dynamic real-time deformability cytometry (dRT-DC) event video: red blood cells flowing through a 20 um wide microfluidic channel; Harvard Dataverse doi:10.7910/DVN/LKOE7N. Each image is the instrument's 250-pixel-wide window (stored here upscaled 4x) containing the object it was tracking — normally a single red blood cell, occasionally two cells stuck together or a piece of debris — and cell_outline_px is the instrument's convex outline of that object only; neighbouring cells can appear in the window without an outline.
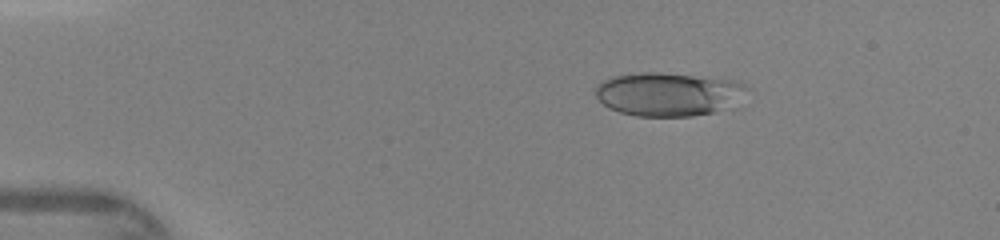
{"species": "human", "species_latin": "Homo sapiens", "temperature_condition": "warm", "stored_images_in_passage": 47, "camera_frame_rate_fps": 3000, "um_per_image_px": 0.085, "donor": {"sex": "female"}, "frame": {"image": 1, "passage_image": 9, "time_ms": 2.667, "image_size_px": [1000, 240], "cell_outline_px": [[748, 88], [712, 112], [692, 116], [636, 116], [620, 112], [608, 108], [596, 96], [596, 88], [608, 76], [644, 72], [660, 72], [724, 80], [740, 84]], "centroid_in_image_um": [56.57, 7.99], "position_along_channel_um": 28.4, "area_um2": 36.7}}
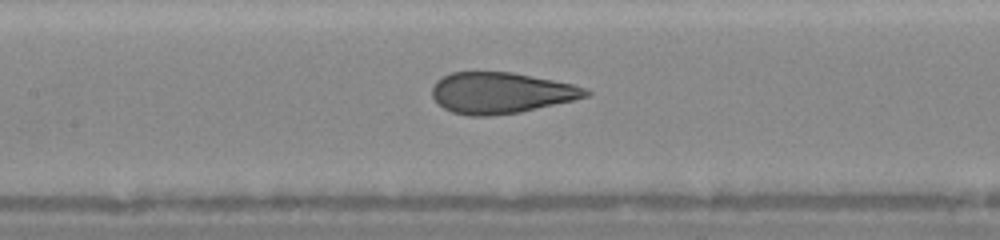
{"frame": {"image": 2, "passage_image": 23, "time_ms": 7.333, "image_size_px": [1000, 240], "cell_outline_px": [[592, 92], [588, 96], [572, 100], [520, 112], [488, 116], [468, 116], [452, 112], [444, 108], [432, 96], [432, 84], [436, 80], [452, 72], [512, 72], [572, 84], [584, 88]], "centroid_in_image_um": [42.54, 7.89], "position_along_channel_um": 164.9, "area_um2": 36.53}}
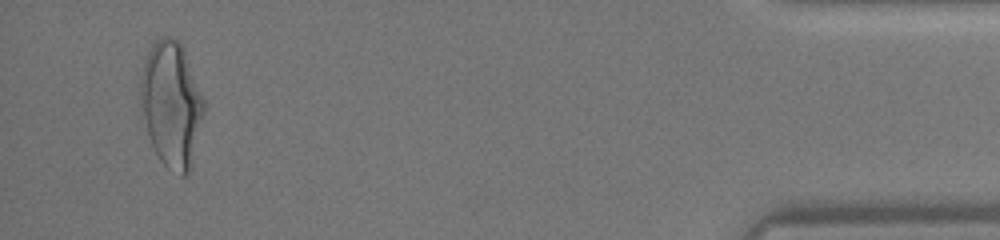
{"frame": {"image": 3, "passage_image": 45, "time_ms": 14.667, "image_size_px": [1000, 240], "cell_outline_px": [[204, 108], [188, 172], [184, 176], [180, 176], [168, 168], [160, 160], [148, 136], [140, 108], [140, 84], [144, 64], [148, 52], [152, 44], [160, 36], [168, 36], [176, 40], [184, 48], [204, 100]], "centroid_in_image_um": [14.53, 8.82], "position_along_channel_um": 420.7, "area_um2": 45.55}}